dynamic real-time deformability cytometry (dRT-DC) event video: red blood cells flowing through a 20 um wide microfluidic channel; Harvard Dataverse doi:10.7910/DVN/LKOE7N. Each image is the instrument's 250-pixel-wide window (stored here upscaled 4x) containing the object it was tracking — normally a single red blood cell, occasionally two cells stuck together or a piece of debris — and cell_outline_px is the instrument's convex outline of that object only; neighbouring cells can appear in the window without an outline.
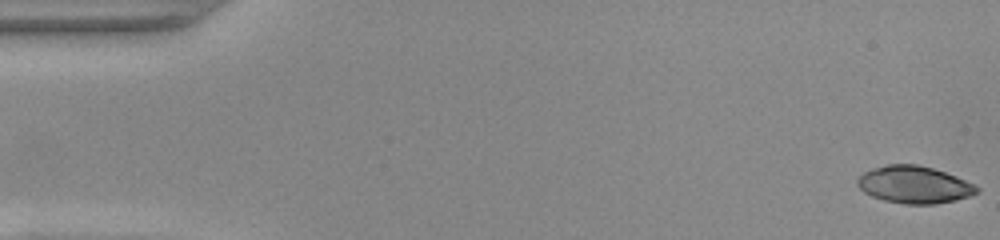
{"species": "common noctule bat (a hibernating species)", "species_latin": "Nyctalus noctula", "temperature_condition": "warm", "stored_images_in_passage": 52, "camera_frame_rate_fps": 3000, "um_per_image_px": 0.085, "animal": {"sex": "female", "body_mass_g": 22.0, "forearm_length_mm": 56.7}, "frame": {"image": 1, "passage_image": 1, "time_ms": 0.0, "image_size_px": [1000, 240], "cell_outline_px": [[980, 192], [956, 200], [932, 204], [904, 204], [884, 200], [872, 196], [864, 192], [856, 184], [856, 180], [864, 172], [872, 168], [888, 164], [920, 164], [956, 176], [980, 188]], "centroid_in_image_um": [77.69, 15.69], "position_along_channel_um": 7.3, "area_um2": 25.84}}
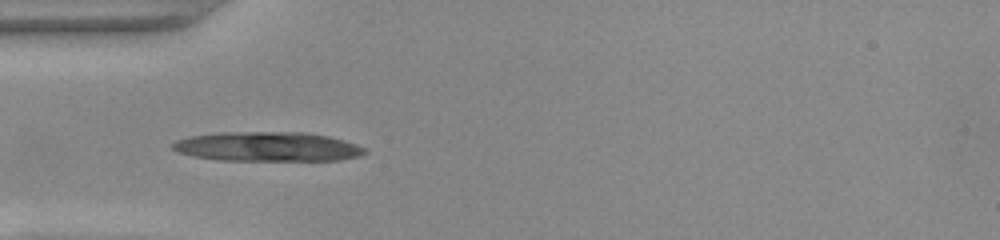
{"frame": {"image": 2, "passage_image": 16, "time_ms": 5.0, "image_size_px": [1000, 240], "cell_outline_px": [[368, 152], [360, 156], [340, 160], [220, 160], [192, 156], [176, 152], [168, 144], [176, 140], [188, 136], [220, 132], [308, 132], [328, 136], [344, 140], [356, 144], [364, 148]], "centroid_in_image_um": [22.7, 12.46], "position_along_channel_um": 62.3, "area_um2": 33.29}}